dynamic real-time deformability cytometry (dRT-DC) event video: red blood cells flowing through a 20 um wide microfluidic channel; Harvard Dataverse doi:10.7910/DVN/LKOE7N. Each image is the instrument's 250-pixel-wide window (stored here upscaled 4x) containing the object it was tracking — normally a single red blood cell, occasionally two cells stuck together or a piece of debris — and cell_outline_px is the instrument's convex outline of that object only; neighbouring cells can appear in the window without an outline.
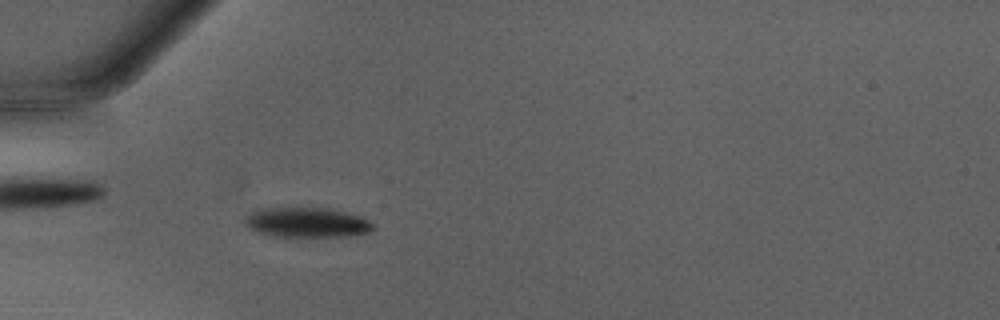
{"species": "Egyptian fruit bat (a non-hibernating species)", "species_latin": "Rousettus aegyptiacus", "temperature_condition": "warm", "stored_images_in_passage": 49, "camera_frame_rate_fps": 3000, "um_per_image_px": 0.085, "animal": {"sex": "male"}, "frame": {"image": 1, "passage_image": 16, "time_ms": 5.0, "image_size_px": [1000, 320], "cell_outline_px": [[376, 228], [372, 232], [348, 236], [272, 236], [248, 228], [244, 224], [244, 216], [252, 212], [264, 208], [328, 208], [348, 212], [360, 216], [376, 224]], "centroid_in_image_um": [26.14, 18.91], "position_along_channel_um": 58.9, "area_um2": 22.48}}
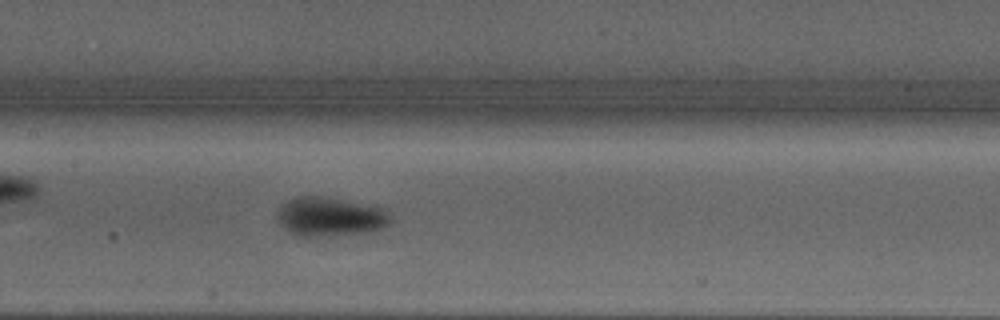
{"frame": {"image": 2, "passage_image": 25, "time_ms": 8.0, "image_size_px": [1000, 320], "cell_outline_px": [[392, 220], [384, 228], [356, 232], [320, 236], [308, 236], [292, 232], [284, 228], [280, 224], [276, 216], [276, 208], [280, 204], [292, 196], [328, 196], [388, 208]], "centroid_in_image_um": [28.04, 18.35], "position_along_channel_um": 179.4, "area_um2": 26.01}}
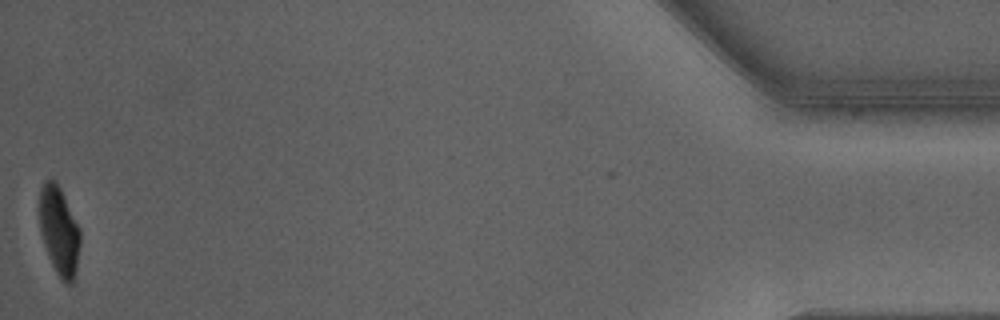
{"frame": {"image": 3, "passage_image": 49, "time_ms": 16.0, "image_size_px": [1000, 320], "cell_outline_px": [[80, 244], [76, 272], [72, 284], [64, 284], [56, 272], [48, 256], [40, 232], [40, 188], [44, 180], [56, 180], [80, 228]], "centroid_in_image_um": [5.04, 19.65], "position_along_channel_um": 430.2, "area_um2": 21.04}, "authors_computed_cell_mechanics": {"area_um2": 23.0622, "velocity_mm_per_s": 4.2657, "shape_relaxation_time_tau1_ms": 3.0218, "shape_relaxation_time_tau2_ms": null, "deformation_change_tau1": 0.1797, "deformation_change_tau2": null}}